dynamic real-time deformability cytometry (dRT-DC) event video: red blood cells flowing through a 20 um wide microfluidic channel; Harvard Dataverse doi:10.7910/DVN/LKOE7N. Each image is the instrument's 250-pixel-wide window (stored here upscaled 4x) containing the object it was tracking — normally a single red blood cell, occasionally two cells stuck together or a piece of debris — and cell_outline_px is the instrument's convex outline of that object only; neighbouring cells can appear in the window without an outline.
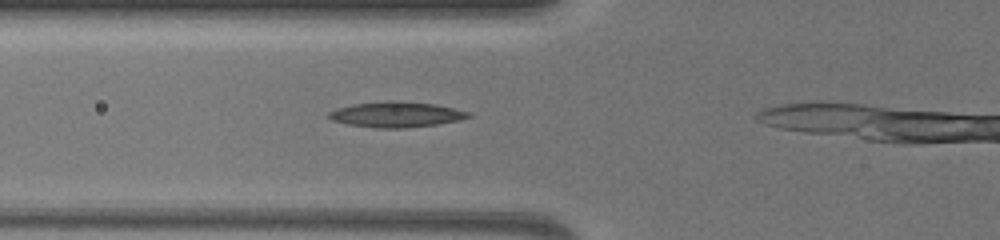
{"species": "common noctule bat (a hibernating species)", "species_latin": "Nyctalus noctula", "temperature_condition": "warm", "stored_images_in_passage": 22, "camera_frame_rate_fps": 3000, "um_per_image_px": 0.085, "animal": {"sex": "female", "body_mass_g": 19.5, "forearm_length_mm": 54.1}, "frame": {"image": 1, "passage_image": 6, "time_ms": 1.667, "image_size_px": [1000, 240], "cell_outline_px": [[472, 116], [460, 120], [436, 124], [404, 128], [376, 128], [348, 124], [332, 120], [328, 116], [328, 112], [336, 108], [352, 104], [388, 100], [396, 100], [436, 104], [468, 112]], "centroid_in_image_um": [33.65, 9.72], "position_along_channel_um": 92.2, "area_um2": 20.75}}
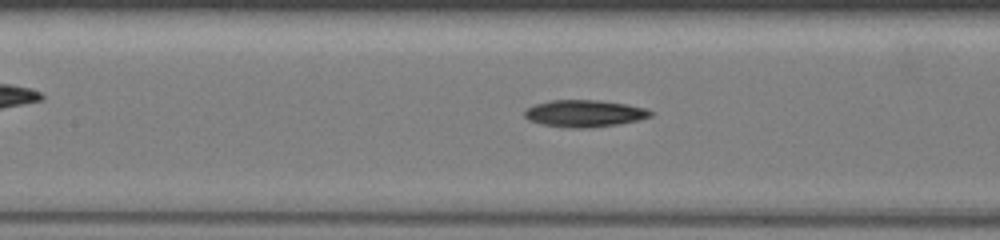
{"frame": {"image": 2, "passage_image": 12, "time_ms": 3.667, "image_size_px": [1000, 240], "cell_outline_px": [[652, 116], [636, 120], [616, 124], [592, 128], [568, 128], [544, 124], [528, 120], [524, 116], [524, 112], [528, 108], [536, 104], [552, 100], [596, 100], [624, 104], [644, 108], [652, 112]], "centroid_in_image_um": [49.64, 9.65], "position_along_channel_um": 157.8, "area_um2": 19.48}}
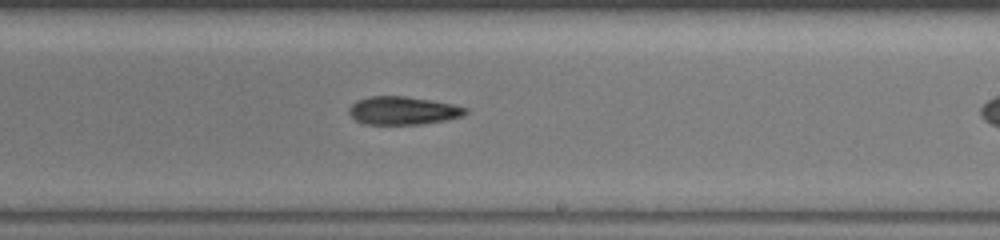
{"frame": {"image": 3, "passage_image": 21, "time_ms": 6.667, "image_size_px": [1000, 240], "cell_outline_px": [[468, 112], [460, 116], [448, 120], [420, 124], [364, 124], [356, 120], [348, 112], [348, 108], [356, 100], [372, 96], [404, 96], [452, 104], [468, 108]], "centroid_in_image_um": [34.23, 9.4], "position_along_channel_um": 254.8, "area_um2": 18.96}}